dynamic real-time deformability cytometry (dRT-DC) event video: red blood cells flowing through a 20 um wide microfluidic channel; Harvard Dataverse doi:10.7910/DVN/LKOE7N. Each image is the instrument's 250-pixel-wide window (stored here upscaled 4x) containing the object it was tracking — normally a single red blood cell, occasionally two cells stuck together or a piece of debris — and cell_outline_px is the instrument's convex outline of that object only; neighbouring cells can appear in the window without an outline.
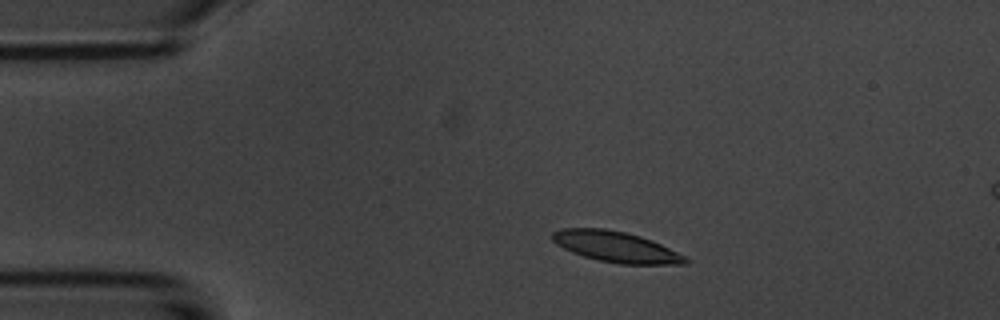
{"species": "common noctule bat (a hibernating species)", "species_latin": "Nyctalus noctula", "temperature_condition": "room temperature", "stored_images_in_passage": 10, "camera_frame_rate_fps": 3000, "um_per_image_px": 0.085, "animal": {"sex": "male", "body_mass_g": 20.1, "forearm_length_mm": 53.5}, "frame": {"image": 1, "passage_image": 2, "time_ms": 1.333, "image_size_px": [1000, 320], "cell_outline_px": [[692, 260], [688, 264], [620, 264], [600, 260], [584, 256], [572, 252], [556, 244], [552, 240], [552, 232], [560, 228], [604, 228], [624, 232], [640, 236], [652, 240], [688, 256]], "centroid_in_image_um": [52.41, 20.98], "position_along_channel_um": 32.6, "area_um2": 23.99}}
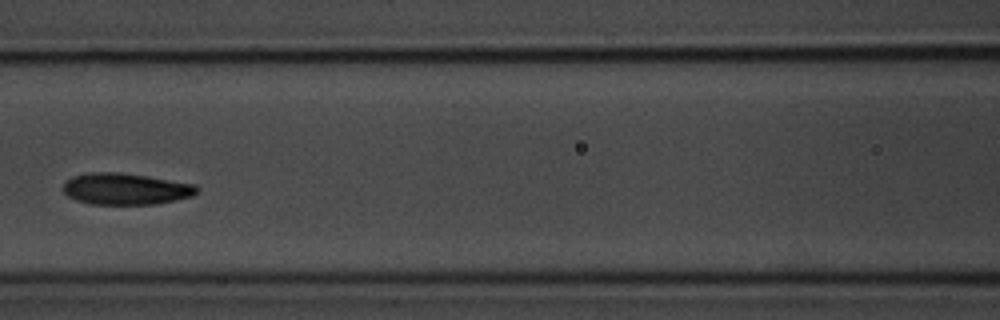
{"frame": {"image": 2, "passage_image": 6, "time_ms": 6.0, "image_size_px": [1000, 320], "cell_outline_px": [[200, 192], [192, 196], [176, 200], [156, 204], [92, 204], [76, 200], [68, 196], [64, 192], [64, 184], [72, 176], [88, 172], [120, 172], [148, 176], [196, 184], [200, 188]], "centroid_in_image_um": [10.73, 16.05], "position_along_channel_um": 155.9, "area_um2": 24.74}}
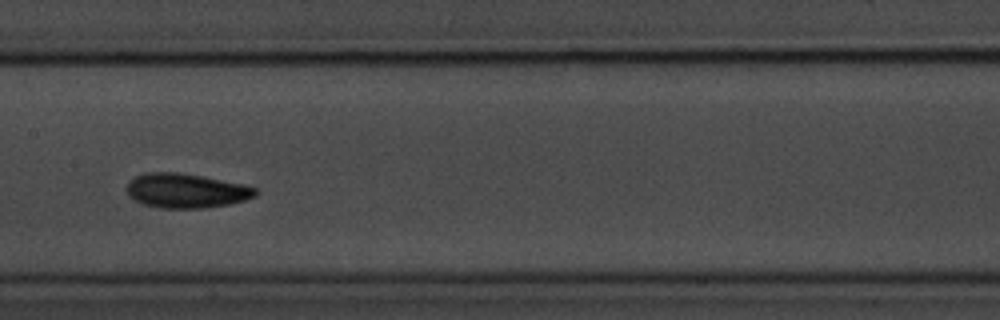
{"frame": {"image": 3, "passage_image": 7, "time_ms": 7.0, "image_size_px": [1000, 320], "cell_outline_px": [[256, 196], [244, 200], [228, 204], [204, 208], [160, 208], [144, 204], [132, 200], [128, 196], [128, 184], [136, 176], [144, 172], [180, 172], [244, 184], [256, 188]], "centroid_in_image_um": [15.8, 16.21], "position_along_channel_um": 191.6, "area_um2": 25.78}}